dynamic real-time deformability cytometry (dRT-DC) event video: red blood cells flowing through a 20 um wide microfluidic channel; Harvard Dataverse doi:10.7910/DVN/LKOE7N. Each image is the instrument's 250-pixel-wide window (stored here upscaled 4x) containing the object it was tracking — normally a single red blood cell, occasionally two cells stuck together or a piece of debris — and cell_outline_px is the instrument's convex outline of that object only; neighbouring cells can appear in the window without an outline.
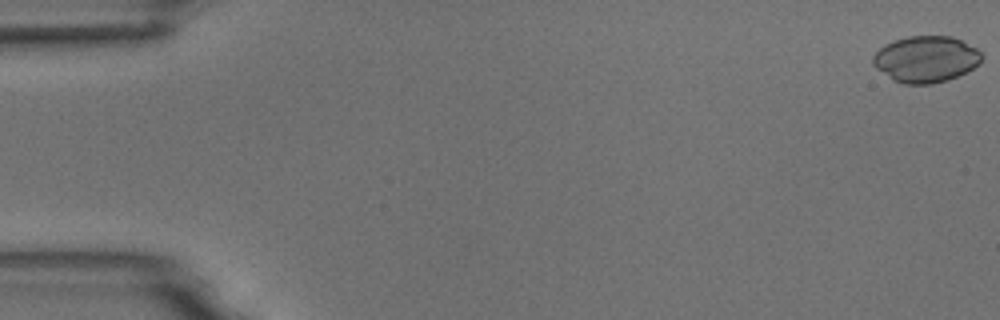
{"species": "common noctule bat (a hibernating species)", "species_latin": "Nyctalus noctula", "temperature_condition": "room temperature", "stored_images_in_passage": 5, "camera_frame_rate_fps": 3000, "um_per_image_px": 0.085, "animal": {"sex": "male", "body_mass_g": 18.8}, "frame": {"image": 1, "passage_image": 1, "time_ms": 0.0, "image_size_px": [1000, 320], "cell_outline_px": [[984, 56], [980, 64], [948, 80], [932, 84], [904, 84], [896, 80], [876, 68], [872, 64], [872, 56], [884, 44], [908, 36], [952, 36], [976, 48]], "centroid_in_image_um": [78.71, 5.02], "position_along_channel_um": 6.3, "area_um2": 29.19}}
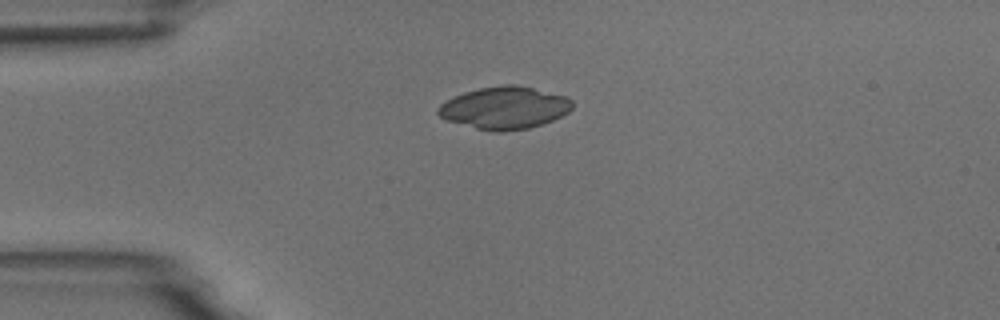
{"frame": {"image": 2, "passage_image": 4, "time_ms": 4.333, "image_size_px": [1000, 320], "cell_outline_px": [[572, 108], [568, 112], [552, 120], [528, 128], [504, 132], [492, 132], [476, 128], [448, 120], [440, 116], [436, 112], [436, 108], [440, 104], [464, 92], [480, 88], [504, 84], [516, 84], [564, 96], [572, 100]], "centroid_in_image_um": [42.87, 9.17], "position_along_channel_um": 42.1, "area_um2": 32.77}}